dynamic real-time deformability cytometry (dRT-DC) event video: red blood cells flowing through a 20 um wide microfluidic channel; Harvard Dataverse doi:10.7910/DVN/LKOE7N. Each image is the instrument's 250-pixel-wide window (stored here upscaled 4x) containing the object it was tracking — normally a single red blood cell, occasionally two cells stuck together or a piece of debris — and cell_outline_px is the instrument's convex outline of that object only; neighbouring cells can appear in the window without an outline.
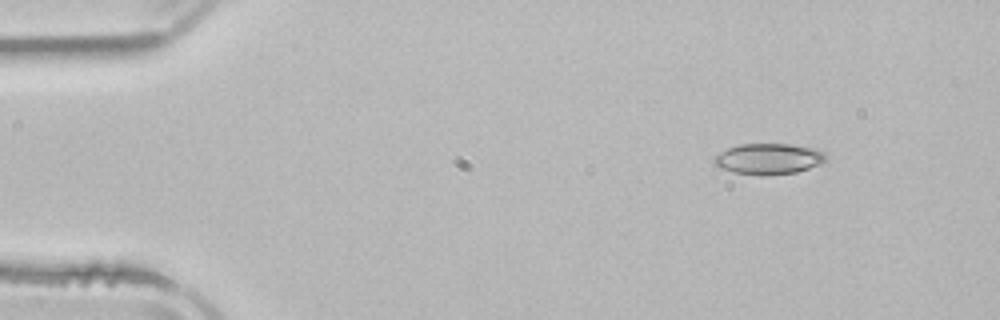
{"species": "common noctule bat (a hibernating species)", "species_latin": "Nyctalus noctula", "temperature_condition": "room temperature", "stored_images_in_passage": 4, "camera_frame_rate_fps": 3000, "um_per_image_px": 0.085, "animal": {"sex": "male", "body_mass_g": 21.5, "forearm_length_mm": 52.0}, "frame": {"image": 1, "passage_image": 1, "time_ms": 0.0, "image_size_px": [1000, 320], "cell_outline_px": [[828, 156], [820, 164], [796, 172], [760, 176], [732, 172], [720, 168], [712, 160], [712, 156], [728, 148], [740, 144], [792, 144], [816, 148], [824, 152]], "centroid_in_image_um": [65.31, 13.5], "position_along_channel_um": 19.7, "area_um2": 20.29}}